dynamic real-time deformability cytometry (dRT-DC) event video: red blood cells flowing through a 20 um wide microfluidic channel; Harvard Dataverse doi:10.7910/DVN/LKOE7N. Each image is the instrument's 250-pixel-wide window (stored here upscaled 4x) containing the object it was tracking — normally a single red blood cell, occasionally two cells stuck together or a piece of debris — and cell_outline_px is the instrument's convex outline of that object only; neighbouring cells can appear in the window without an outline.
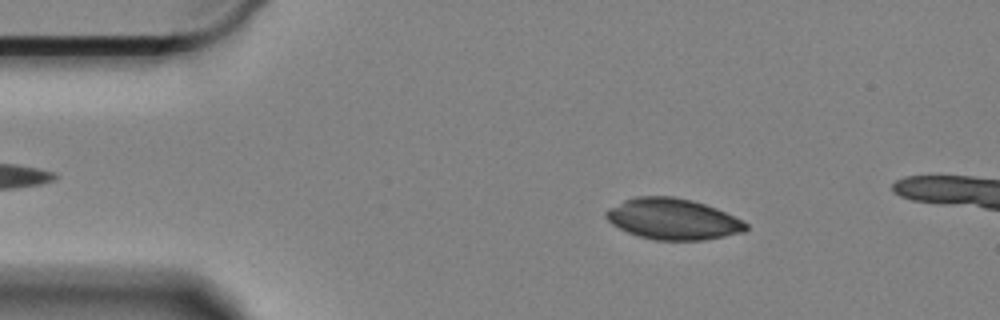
{"species": "Egyptian fruit bat (a non-hibernating species)", "species_latin": "Rousettus aegyptiacus", "temperature_condition": "cold", "stored_images_in_passage": 14, "camera_frame_rate_fps": 3000, "um_per_image_px": 0.085, "animal": {"sex": "female"}, "frame": {"image": 1, "passage_image": 8, "time_ms": 2.333, "image_size_px": [1000, 320], "cell_outline_px": [[748, 228], [744, 232], [704, 240], [656, 240], [640, 236], [628, 232], [612, 224], [604, 216], [604, 212], [608, 208], [624, 200], [636, 196], [672, 196], [692, 200], [716, 208], [748, 224]], "centroid_in_image_um": [57.16, 18.61], "position_along_channel_um": 27.8, "area_um2": 33.23}}